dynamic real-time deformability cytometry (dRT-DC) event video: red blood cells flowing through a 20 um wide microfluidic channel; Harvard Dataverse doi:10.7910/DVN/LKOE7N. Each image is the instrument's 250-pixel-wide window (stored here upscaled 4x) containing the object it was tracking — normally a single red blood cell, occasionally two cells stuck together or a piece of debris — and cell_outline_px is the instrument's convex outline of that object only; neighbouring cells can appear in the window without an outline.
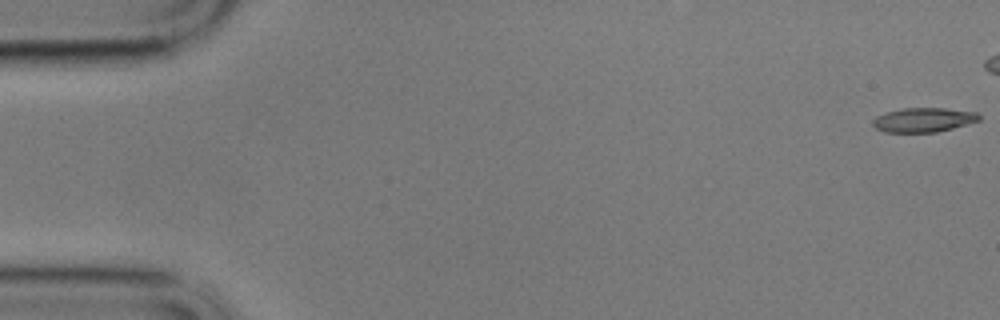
{"species": "common noctule bat (a hibernating species)", "species_latin": "Nyctalus noctula", "temperature_condition": "cold", "stored_images_in_passage": 51, "camera_frame_rate_fps": 3000, "um_per_image_px": 0.085, "animal": {"sex": "male", "body_mass_g": 17.9}, "frame": {"image": 1, "passage_image": 1, "time_ms": 0.0, "image_size_px": [1000, 320], "cell_outline_px": [[980, 120], [952, 128], [936, 132], [884, 132], [876, 128], [872, 124], [872, 120], [876, 116], [888, 112], [904, 108], [944, 108], [976, 112], [980, 116]], "centroid_in_image_um": [78.48, 10.19], "position_along_channel_um": 6.5, "area_um2": 14.91}}
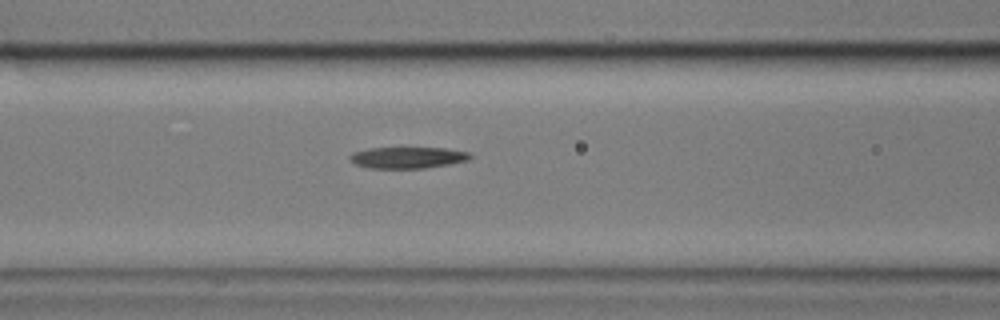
{"frame": {"image": 2, "passage_image": 24, "time_ms": 7.667, "image_size_px": [1000, 320], "cell_outline_px": [[472, 156], [468, 160], [448, 164], [424, 168], [368, 168], [356, 164], [348, 156], [352, 152], [368, 148], [444, 148], [468, 152]], "centroid_in_image_um": [34.62, 13.39], "position_along_channel_um": 132.0, "area_um2": 14.85}}
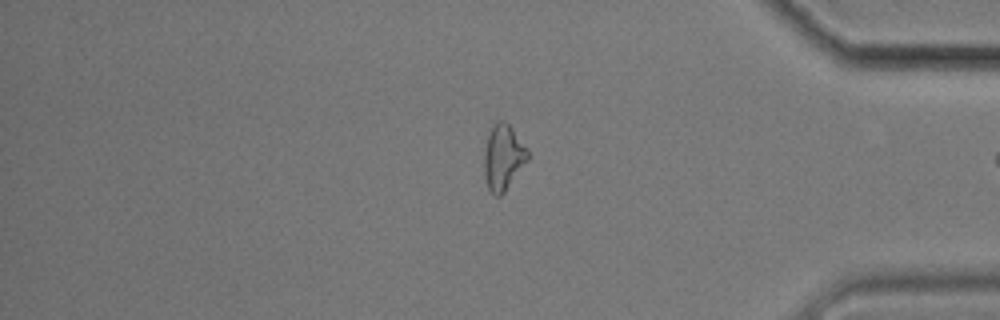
{"frame": {"image": 3, "passage_image": 49, "time_ms": 16.0, "image_size_px": [1000, 320], "cell_outline_px": [[528, 160], [504, 192], [500, 196], [496, 196], [488, 188], [484, 176], [484, 152], [488, 136], [492, 124], [496, 120], [504, 120], [512, 128], [528, 148]], "centroid_in_image_um": [42.77, 13.35], "position_along_channel_um": 392.4, "area_um2": 16.65}, "authors_computed_cell_mechanics": {"area_um2": 15.7794, "velocity_mm_per_s": 3.4341, "shape_relaxation_time_tau1_ms": null, "shape_relaxation_time_tau2_ms": 8.5847, "deformation_change_tau1": null, "deformation_change_tau2": 0.2007}}